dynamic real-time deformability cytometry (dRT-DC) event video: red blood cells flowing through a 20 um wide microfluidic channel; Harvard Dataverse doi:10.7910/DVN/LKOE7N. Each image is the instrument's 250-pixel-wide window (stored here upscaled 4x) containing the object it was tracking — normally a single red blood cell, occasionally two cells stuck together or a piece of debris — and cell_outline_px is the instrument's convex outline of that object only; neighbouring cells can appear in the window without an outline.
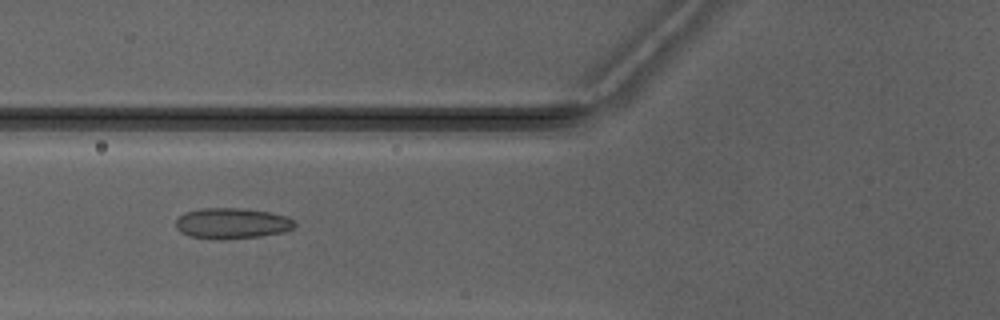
{"species": "Egyptian fruit bat (a non-hibernating species)", "species_latin": "Rousettus aegyptiacus", "temperature_condition": "warm", "stored_images_in_passage": 4, "camera_frame_rate_fps": 3000, "um_per_image_px": 0.085, "animal": {"sex": "male"}, "frame": {"image": 1, "passage_image": 4, "time_ms": 4.333, "image_size_px": [1000, 320], "cell_outline_px": [[296, 224], [292, 228], [284, 232], [260, 236], [220, 240], [188, 236], [180, 232], [176, 228], [176, 220], [184, 212], [200, 208], [240, 208], [268, 212], [284, 216], [292, 220]], "centroid_in_image_um": [19.66, 18.99], "position_along_channel_um": 106.1, "area_um2": 21.27}}